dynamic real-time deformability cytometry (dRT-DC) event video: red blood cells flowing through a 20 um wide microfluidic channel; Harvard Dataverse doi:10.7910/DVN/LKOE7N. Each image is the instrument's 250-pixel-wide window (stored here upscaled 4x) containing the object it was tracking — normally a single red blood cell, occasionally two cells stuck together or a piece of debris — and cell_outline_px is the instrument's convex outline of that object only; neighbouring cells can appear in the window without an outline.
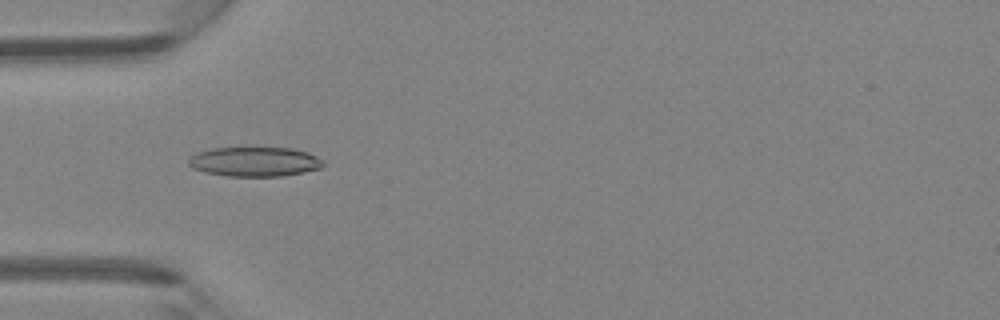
{"species": "Egyptian fruit bat (a non-hibernating species)", "species_latin": "Rousettus aegyptiacus", "temperature_condition": "room temperature", "stored_images_in_passage": 46, "camera_frame_rate_fps": 3000, "um_per_image_px": 0.085, "animal": {"sex": "female"}, "frame": {"image": 1, "passage_image": 15, "time_ms": 4.667, "image_size_px": [1000, 320], "cell_outline_px": [[324, 164], [320, 168], [304, 172], [284, 176], [228, 176], [204, 172], [192, 168], [188, 164], [188, 160], [196, 152], [212, 148], [292, 148], [308, 152], [324, 160]], "centroid_in_image_um": [21.65, 13.74], "position_along_channel_um": 63.4, "area_um2": 23.24}}
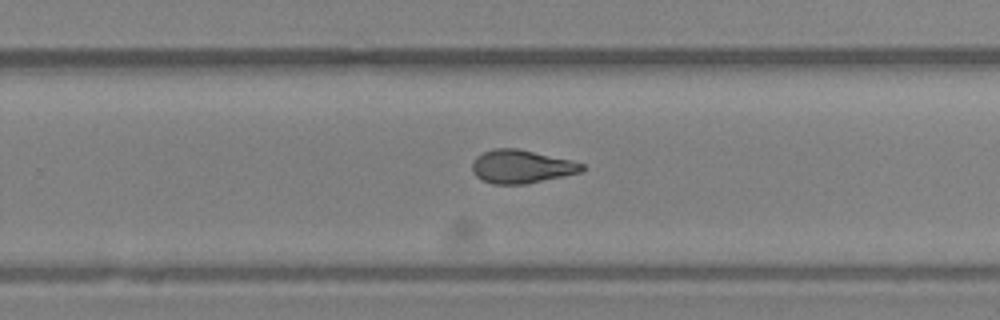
{"frame": {"image": 2, "passage_image": 30, "time_ms": 9.667, "image_size_px": [1000, 320], "cell_outline_px": [[584, 168], [580, 172], [564, 176], [524, 184], [492, 184], [476, 176], [472, 172], [472, 164], [476, 156], [492, 148], [516, 148], [572, 160], [584, 164]], "centroid_in_image_um": [44.3, 14.15], "position_along_channel_um": 285.5, "area_um2": 21.21}}
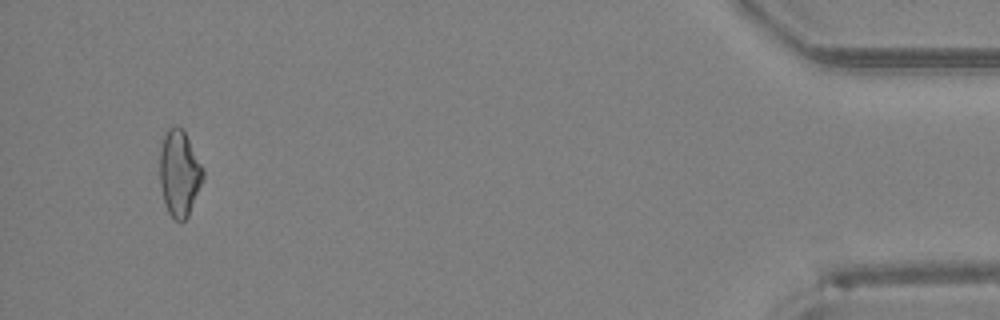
{"frame": {"image": 3, "passage_image": 44, "time_ms": 14.333, "image_size_px": [1000, 320], "cell_outline_px": [[204, 180], [188, 216], [180, 224], [168, 212], [160, 188], [160, 148], [164, 132], [172, 124], [176, 124], [184, 132], [204, 168]], "centroid_in_image_um": [15.25, 14.72], "position_along_channel_um": 420.0, "area_um2": 21.96}}